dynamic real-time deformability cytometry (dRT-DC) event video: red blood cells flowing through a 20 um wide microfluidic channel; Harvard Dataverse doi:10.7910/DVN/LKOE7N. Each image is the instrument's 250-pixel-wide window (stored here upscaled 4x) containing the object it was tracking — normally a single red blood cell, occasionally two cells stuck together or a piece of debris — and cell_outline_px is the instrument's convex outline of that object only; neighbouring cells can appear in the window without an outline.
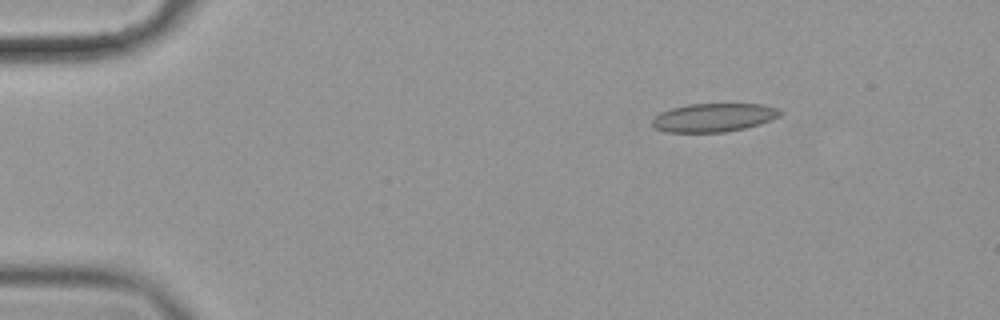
{"species": "common noctule bat (a hibernating species)", "species_latin": "Nyctalus noctula", "temperature_condition": "cold", "stored_images_in_passage": 6, "camera_frame_rate_fps": 3000, "um_per_image_px": 0.085, "animal": {"sex": "female", "body_mass_g": 19.9}, "frame": {"image": 1, "passage_image": 6, "time_ms": 1.667, "image_size_px": [1000, 320], "cell_outline_px": [[784, 112], [780, 116], [760, 124], [744, 128], [724, 132], [668, 132], [656, 128], [652, 124], [652, 120], [660, 112], [672, 108], [688, 104], [764, 104], [780, 108]], "centroid_in_image_um": [60.72, 9.98], "position_along_channel_um": 24.3, "area_um2": 21.27}}